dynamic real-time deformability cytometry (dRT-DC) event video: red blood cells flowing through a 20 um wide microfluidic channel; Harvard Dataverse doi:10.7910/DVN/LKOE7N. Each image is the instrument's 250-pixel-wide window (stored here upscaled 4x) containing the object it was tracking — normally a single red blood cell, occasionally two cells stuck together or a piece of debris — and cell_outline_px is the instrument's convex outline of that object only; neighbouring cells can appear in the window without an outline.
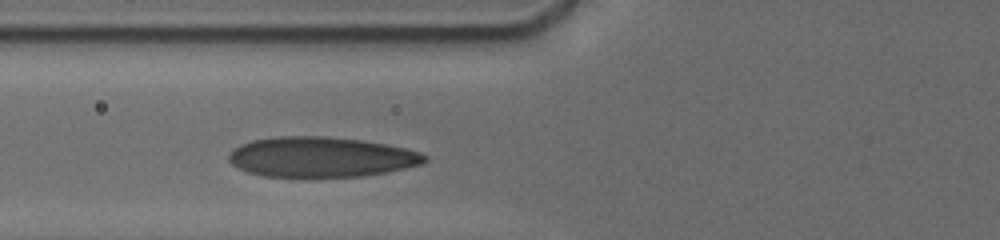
{"species": "human", "species_latin": "Homo sapiens", "temperature_condition": "cold", "stored_images_in_passage": 3, "camera_frame_rate_fps": 3000, "um_per_image_px": 0.085, "donor": {"sex": "male"}, "frame": {"image": 1, "passage_image": 3, "time_ms": 1.667, "image_size_px": [1000, 240], "cell_outline_px": [[428, 160], [420, 164], [388, 172], [364, 176], [264, 176], [248, 172], [236, 168], [228, 160], [228, 152], [232, 148], [240, 144], [252, 140], [276, 136], [328, 136], [360, 140], [384, 144], [404, 148], [420, 152], [428, 156]], "centroid_in_image_um": [27.25, 13.34], "position_along_channel_um": 98.6, "area_um2": 45.89}}